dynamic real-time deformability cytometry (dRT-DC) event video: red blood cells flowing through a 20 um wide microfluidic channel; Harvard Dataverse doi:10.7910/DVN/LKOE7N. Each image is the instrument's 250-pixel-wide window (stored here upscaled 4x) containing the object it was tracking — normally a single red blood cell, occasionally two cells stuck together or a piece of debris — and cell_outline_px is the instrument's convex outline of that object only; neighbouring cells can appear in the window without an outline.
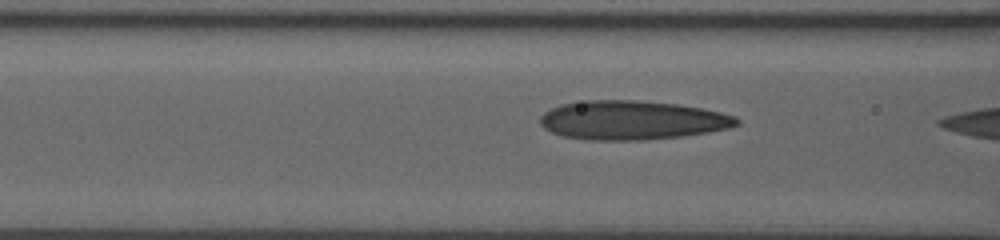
{"species": "human", "species_latin": "Homo sapiens", "temperature_condition": "room temperature", "stored_images_in_passage": 6, "camera_frame_rate_fps": 3000, "um_per_image_px": 0.085, "donor": {"sex": "male"}, "frame": {"image": 1, "passage_image": 4, "time_ms": 0.667, "image_size_px": [1000, 240], "cell_outline_px": [[740, 124], [728, 128], [680, 136], [644, 140], [588, 140], [564, 136], [552, 132], [544, 128], [540, 124], [540, 116], [544, 112], [560, 104], [588, 100], [636, 100], [676, 104], [700, 108], [720, 112], [736, 116], [740, 120]], "centroid_in_image_um": [53.7, 10.21], "position_along_channel_um": 112.9, "area_um2": 44.51}}